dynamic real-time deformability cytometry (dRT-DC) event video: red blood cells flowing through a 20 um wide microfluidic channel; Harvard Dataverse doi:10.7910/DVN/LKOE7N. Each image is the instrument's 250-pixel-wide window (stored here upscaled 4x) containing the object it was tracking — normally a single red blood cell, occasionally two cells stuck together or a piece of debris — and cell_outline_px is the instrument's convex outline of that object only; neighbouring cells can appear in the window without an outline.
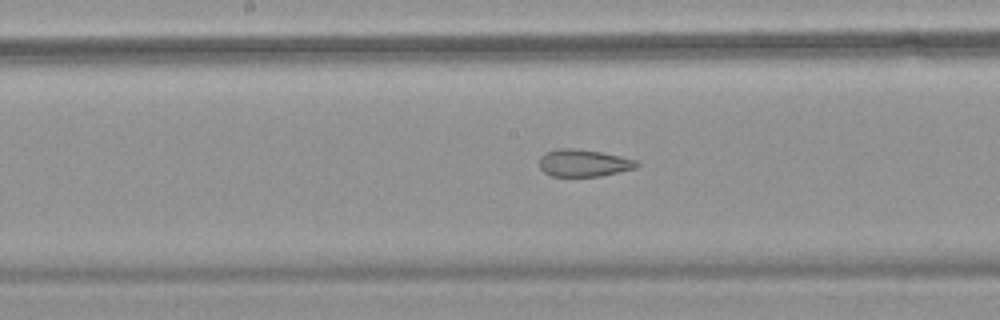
{"species": "common noctule bat (a hibernating species)", "species_latin": "Nyctalus noctula", "temperature_condition": "warm", "stored_images_in_passage": 54, "camera_frame_rate_fps": 3000, "um_per_image_px": 0.085, "animal": {"sex": "female", "body_mass_g": 18.4}, "frame": {"image": 1, "passage_image": 27, "time_ms": 8.667, "image_size_px": [1000, 320], "cell_outline_px": [[640, 164], [636, 168], [600, 176], [552, 176], [544, 172], [540, 168], [540, 156], [544, 152], [556, 148], [572, 148], [600, 152], [620, 156], [636, 160]], "centroid_in_image_um": [49.58, 13.85], "position_along_channel_um": 198.6, "area_um2": 15.43}}
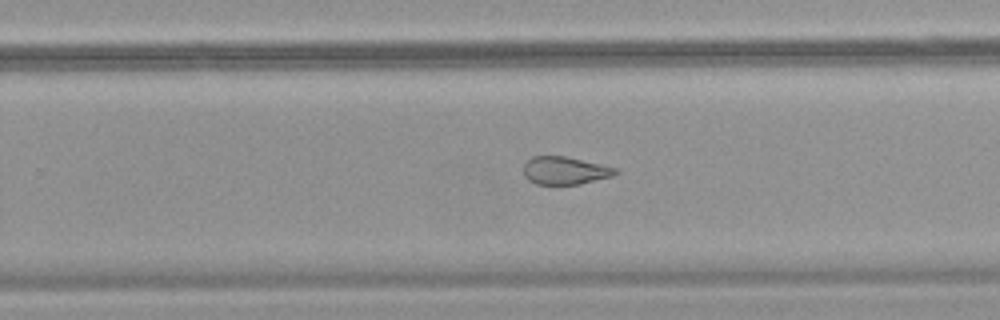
{"frame": {"image": 2, "passage_image": 34, "time_ms": 11.0, "image_size_px": [1000, 320], "cell_outline_px": [[620, 172], [612, 176], [580, 184], [536, 184], [528, 180], [524, 176], [524, 164], [532, 156], [564, 156], [600, 164], [616, 168]], "centroid_in_image_um": [48.01, 14.5], "position_along_channel_um": 281.8, "area_um2": 14.8}}
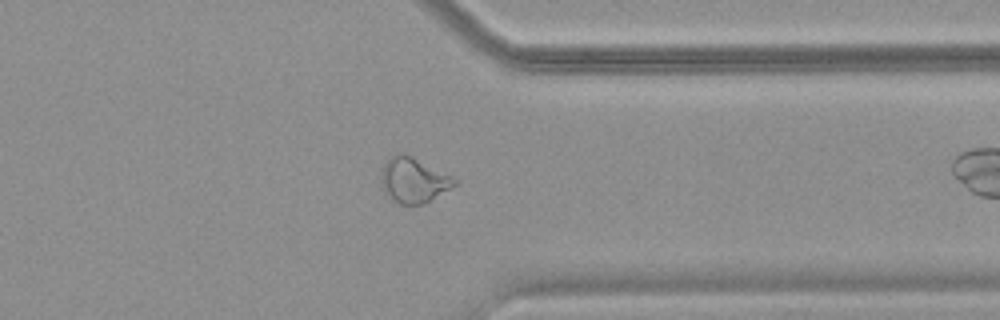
{"frame": {"image": 3, "passage_image": 42, "time_ms": 13.667, "image_size_px": [1000, 320], "cell_outline_px": [[460, 180], [456, 184], [424, 204], [400, 204], [384, 192], [380, 176], [380, 172], [384, 164], [396, 152], [404, 152]], "centroid_in_image_um": [35.14, 15.29], "position_along_channel_um": 376.3, "area_um2": 19.19}, "authors_computed_cell_mechanics": {"area_um2": 20.4034, "velocity_mm_per_s": 3.5891, "shape_relaxation_time_tau1_ms": null, "shape_relaxation_time_tau2_ms": 1.9023, "deformation_change_tau1": null, "deformation_change_tau2": 0.1023}}